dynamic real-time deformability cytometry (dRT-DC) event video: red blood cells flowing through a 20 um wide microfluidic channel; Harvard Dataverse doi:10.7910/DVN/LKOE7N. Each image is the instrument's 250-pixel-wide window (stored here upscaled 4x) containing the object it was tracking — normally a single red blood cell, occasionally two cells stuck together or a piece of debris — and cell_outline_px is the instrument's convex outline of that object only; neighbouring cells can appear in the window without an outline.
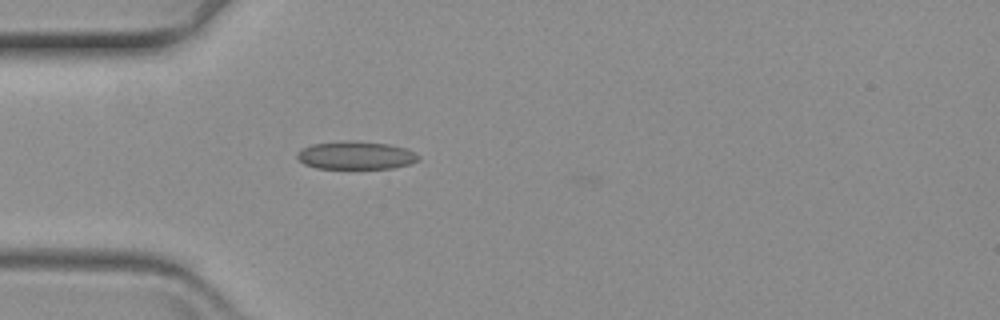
{"species": "common noctule bat (a hibernating species)", "species_latin": "Nyctalus noctula", "temperature_condition": "warm", "stored_images_in_passage": 5, "camera_frame_rate_fps": 3000, "um_per_image_px": 0.085, "animal": {"sex": "female", "body_mass_g": 19.3, "forearm_length_mm": 54.1}, "frame": {"image": 1, "passage_image": 1, "time_ms": 0.0, "image_size_px": [1000, 320], "cell_outline_px": [[420, 160], [408, 164], [392, 168], [316, 168], [304, 164], [296, 156], [296, 152], [312, 144], [344, 140], [348, 140], [388, 144], [408, 148], [420, 156]], "centroid_in_image_um": [30.26, 13.19], "position_along_channel_um": 54.7, "area_um2": 19.83}}